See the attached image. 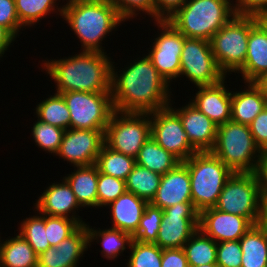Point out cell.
I'll use <instances>...</instances> for the list:
<instances>
[{"label":"cell","mask_w":267,"mask_h":267,"mask_svg":"<svg viewBox=\"0 0 267 267\" xmlns=\"http://www.w3.org/2000/svg\"><path fill=\"white\" fill-rule=\"evenodd\" d=\"M195 267H218V265L216 263H210V264L199 265V266H195Z\"/></svg>","instance_id":"53"},{"label":"cell","mask_w":267,"mask_h":267,"mask_svg":"<svg viewBox=\"0 0 267 267\" xmlns=\"http://www.w3.org/2000/svg\"><path fill=\"white\" fill-rule=\"evenodd\" d=\"M108 54L82 51L72 57L43 60V70L56 83V93L110 92L111 62Z\"/></svg>","instance_id":"2"},{"label":"cell","mask_w":267,"mask_h":267,"mask_svg":"<svg viewBox=\"0 0 267 267\" xmlns=\"http://www.w3.org/2000/svg\"><path fill=\"white\" fill-rule=\"evenodd\" d=\"M236 15L260 18L267 13V0H236Z\"/></svg>","instance_id":"45"},{"label":"cell","mask_w":267,"mask_h":267,"mask_svg":"<svg viewBox=\"0 0 267 267\" xmlns=\"http://www.w3.org/2000/svg\"><path fill=\"white\" fill-rule=\"evenodd\" d=\"M138 59L121 74L115 72V62H111L110 93L115 111L152 113L171 104L168 81L158 73L147 55Z\"/></svg>","instance_id":"1"},{"label":"cell","mask_w":267,"mask_h":267,"mask_svg":"<svg viewBox=\"0 0 267 267\" xmlns=\"http://www.w3.org/2000/svg\"><path fill=\"white\" fill-rule=\"evenodd\" d=\"M255 173L258 177L262 196L267 198V151L261 152Z\"/></svg>","instance_id":"48"},{"label":"cell","mask_w":267,"mask_h":267,"mask_svg":"<svg viewBox=\"0 0 267 267\" xmlns=\"http://www.w3.org/2000/svg\"><path fill=\"white\" fill-rule=\"evenodd\" d=\"M104 133L105 130L72 128L65 130L56 155L73 164L74 168L95 164L105 143Z\"/></svg>","instance_id":"15"},{"label":"cell","mask_w":267,"mask_h":267,"mask_svg":"<svg viewBox=\"0 0 267 267\" xmlns=\"http://www.w3.org/2000/svg\"><path fill=\"white\" fill-rule=\"evenodd\" d=\"M225 86V78L214 85L197 86L199 91L190 101L217 126L231 120V92Z\"/></svg>","instance_id":"21"},{"label":"cell","mask_w":267,"mask_h":267,"mask_svg":"<svg viewBox=\"0 0 267 267\" xmlns=\"http://www.w3.org/2000/svg\"><path fill=\"white\" fill-rule=\"evenodd\" d=\"M79 226L80 224L76 220L45 215V230H47V240L50 246H57Z\"/></svg>","instance_id":"40"},{"label":"cell","mask_w":267,"mask_h":267,"mask_svg":"<svg viewBox=\"0 0 267 267\" xmlns=\"http://www.w3.org/2000/svg\"><path fill=\"white\" fill-rule=\"evenodd\" d=\"M39 214V216L37 214L23 219L19 228V234L28 242L37 255L51 247L47 240V230H45V214Z\"/></svg>","instance_id":"34"},{"label":"cell","mask_w":267,"mask_h":267,"mask_svg":"<svg viewBox=\"0 0 267 267\" xmlns=\"http://www.w3.org/2000/svg\"><path fill=\"white\" fill-rule=\"evenodd\" d=\"M180 63V75L196 87L214 85L226 77L214 58L210 41L205 39L184 36Z\"/></svg>","instance_id":"11"},{"label":"cell","mask_w":267,"mask_h":267,"mask_svg":"<svg viewBox=\"0 0 267 267\" xmlns=\"http://www.w3.org/2000/svg\"><path fill=\"white\" fill-rule=\"evenodd\" d=\"M242 250L239 240L217 243L216 264L218 267H241Z\"/></svg>","instance_id":"41"},{"label":"cell","mask_w":267,"mask_h":267,"mask_svg":"<svg viewBox=\"0 0 267 267\" xmlns=\"http://www.w3.org/2000/svg\"><path fill=\"white\" fill-rule=\"evenodd\" d=\"M37 257L20 234L0 243V267H37Z\"/></svg>","instance_id":"28"},{"label":"cell","mask_w":267,"mask_h":267,"mask_svg":"<svg viewBox=\"0 0 267 267\" xmlns=\"http://www.w3.org/2000/svg\"><path fill=\"white\" fill-rule=\"evenodd\" d=\"M147 205L148 202L146 200L126 191L107 205L111 207V220L113 223L111 228L133 235L137 231Z\"/></svg>","instance_id":"23"},{"label":"cell","mask_w":267,"mask_h":267,"mask_svg":"<svg viewBox=\"0 0 267 267\" xmlns=\"http://www.w3.org/2000/svg\"><path fill=\"white\" fill-rule=\"evenodd\" d=\"M259 20L267 27V13L261 16Z\"/></svg>","instance_id":"52"},{"label":"cell","mask_w":267,"mask_h":267,"mask_svg":"<svg viewBox=\"0 0 267 267\" xmlns=\"http://www.w3.org/2000/svg\"><path fill=\"white\" fill-rule=\"evenodd\" d=\"M246 84L243 91H231V120L249 125L265 109V92L256 82Z\"/></svg>","instance_id":"24"},{"label":"cell","mask_w":267,"mask_h":267,"mask_svg":"<svg viewBox=\"0 0 267 267\" xmlns=\"http://www.w3.org/2000/svg\"><path fill=\"white\" fill-rule=\"evenodd\" d=\"M259 225L264 229L267 234V198L263 197L261 204V217L259 221Z\"/></svg>","instance_id":"50"},{"label":"cell","mask_w":267,"mask_h":267,"mask_svg":"<svg viewBox=\"0 0 267 267\" xmlns=\"http://www.w3.org/2000/svg\"><path fill=\"white\" fill-rule=\"evenodd\" d=\"M211 152L233 173L256 172L261 157V150L254 142L249 125L232 120L217 126Z\"/></svg>","instance_id":"5"},{"label":"cell","mask_w":267,"mask_h":267,"mask_svg":"<svg viewBox=\"0 0 267 267\" xmlns=\"http://www.w3.org/2000/svg\"><path fill=\"white\" fill-rule=\"evenodd\" d=\"M118 10L124 20L133 18L138 15V11L145 12L155 19V2L154 0H109ZM137 11V12H136Z\"/></svg>","instance_id":"42"},{"label":"cell","mask_w":267,"mask_h":267,"mask_svg":"<svg viewBox=\"0 0 267 267\" xmlns=\"http://www.w3.org/2000/svg\"><path fill=\"white\" fill-rule=\"evenodd\" d=\"M161 32L148 53L152 64L158 73L168 83L180 76V57L184 43V35L178 31L168 20L155 21Z\"/></svg>","instance_id":"14"},{"label":"cell","mask_w":267,"mask_h":267,"mask_svg":"<svg viewBox=\"0 0 267 267\" xmlns=\"http://www.w3.org/2000/svg\"><path fill=\"white\" fill-rule=\"evenodd\" d=\"M250 132L261 152L267 151V109L260 112L249 124Z\"/></svg>","instance_id":"44"},{"label":"cell","mask_w":267,"mask_h":267,"mask_svg":"<svg viewBox=\"0 0 267 267\" xmlns=\"http://www.w3.org/2000/svg\"><path fill=\"white\" fill-rule=\"evenodd\" d=\"M151 137L181 162L197 151L189 143L180 117L168 106L150 113Z\"/></svg>","instance_id":"13"},{"label":"cell","mask_w":267,"mask_h":267,"mask_svg":"<svg viewBox=\"0 0 267 267\" xmlns=\"http://www.w3.org/2000/svg\"><path fill=\"white\" fill-rule=\"evenodd\" d=\"M32 136L36 145L44 151L58 153L65 130L37 119L33 124Z\"/></svg>","instance_id":"38"},{"label":"cell","mask_w":267,"mask_h":267,"mask_svg":"<svg viewBox=\"0 0 267 267\" xmlns=\"http://www.w3.org/2000/svg\"><path fill=\"white\" fill-rule=\"evenodd\" d=\"M183 250L189 267L216 263L217 242L199 228L184 244Z\"/></svg>","instance_id":"30"},{"label":"cell","mask_w":267,"mask_h":267,"mask_svg":"<svg viewBox=\"0 0 267 267\" xmlns=\"http://www.w3.org/2000/svg\"><path fill=\"white\" fill-rule=\"evenodd\" d=\"M161 267H189L183 248L163 249Z\"/></svg>","instance_id":"47"},{"label":"cell","mask_w":267,"mask_h":267,"mask_svg":"<svg viewBox=\"0 0 267 267\" xmlns=\"http://www.w3.org/2000/svg\"><path fill=\"white\" fill-rule=\"evenodd\" d=\"M265 108L267 109V93H265Z\"/></svg>","instance_id":"54"},{"label":"cell","mask_w":267,"mask_h":267,"mask_svg":"<svg viewBox=\"0 0 267 267\" xmlns=\"http://www.w3.org/2000/svg\"><path fill=\"white\" fill-rule=\"evenodd\" d=\"M86 228L88 231V240L89 246H91V242L95 241V239L102 244L103 250H101V254L103 258L105 257L108 260L117 258L127 247L131 246L133 237L130 233L121 231L119 229L109 228L101 230L90 228L88 224H86ZM101 238V240L99 239ZM127 244V245H126Z\"/></svg>","instance_id":"29"},{"label":"cell","mask_w":267,"mask_h":267,"mask_svg":"<svg viewBox=\"0 0 267 267\" xmlns=\"http://www.w3.org/2000/svg\"><path fill=\"white\" fill-rule=\"evenodd\" d=\"M89 246L88 231L80 225L57 246H51L37 257V267H77Z\"/></svg>","instance_id":"17"},{"label":"cell","mask_w":267,"mask_h":267,"mask_svg":"<svg viewBox=\"0 0 267 267\" xmlns=\"http://www.w3.org/2000/svg\"><path fill=\"white\" fill-rule=\"evenodd\" d=\"M161 177L162 175L135 164L125 180L126 190L150 203L159 188Z\"/></svg>","instance_id":"31"},{"label":"cell","mask_w":267,"mask_h":267,"mask_svg":"<svg viewBox=\"0 0 267 267\" xmlns=\"http://www.w3.org/2000/svg\"><path fill=\"white\" fill-rule=\"evenodd\" d=\"M57 183L51 184L38 197L37 203L34 204L36 211L48 216L66 217L76 220L80 225H85L86 223L80 219V216L76 215L75 210L78 211L81 206L71 187L64 178L61 183ZM69 213H72V215H69Z\"/></svg>","instance_id":"20"},{"label":"cell","mask_w":267,"mask_h":267,"mask_svg":"<svg viewBox=\"0 0 267 267\" xmlns=\"http://www.w3.org/2000/svg\"><path fill=\"white\" fill-rule=\"evenodd\" d=\"M135 163L152 172L164 175L181 161L150 137L135 157Z\"/></svg>","instance_id":"27"},{"label":"cell","mask_w":267,"mask_h":267,"mask_svg":"<svg viewBox=\"0 0 267 267\" xmlns=\"http://www.w3.org/2000/svg\"><path fill=\"white\" fill-rule=\"evenodd\" d=\"M200 212L192 202L177 203L163 210L155 242L161 249L183 248L199 228Z\"/></svg>","instance_id":"12"},{"label":"cell","mask_w":267,"mask_h":267,"mask_svg":"<svg viewBox=\"0 0 267 267\" xmlns=\"http://www.w3.org/2000/svg\"><path fill=\"white\" fill-rule=\"evenodd\" d=\"M36 106L38 120L64 130L70 129L69 109L61 94L54 93Z\"/></svg>","instance_id":"33"},{"label":"cell","mask_w":267,"mask_h":267,"mask_svg":"<svg viewBox=\"0 0 267 267\" xmlns=\"http://www.w3.org/2000/svg\"><path fill=\"white\" fill-rule=\"evenodd\" d=\"M187 0H154L155 2V21L167 20L178 9H180Z\"/></svg>","instance_id":"46"},{"label":"cell","mask_w":267,"mask_h":267,"mask_svg":"<svg viewBox=\"0 0 267 267\" xmlns=\"http://www.w3.org/2000/svg\"><path fill=\"white\" fill-rule=\"evenodd\" d=\"M252 225L245 217L221 212L214 207L200 212L199 229L217 243L240 240Z\"/></svg>","instance_id":"16"},{"label":"cell","mask_w":267,"mask_h":267,"mask_svg":"<svg viewBox=\"0 0 267 267\" xmlns=\"http://www.w3.org/2000/svg\"><path fill=\"white\" fill-rule=\"evenodd\" d=\"M190 175L192 203L201 212L214 207L233 172L211 151L196 152L183 162Z\"/></svg>","instance_id":"6"},{"label":"cell","mask_w":267,"mask_h":267,"mask_svg":"<svg viewBox=\"0 0 267 267\" xmlns=\"http://www.w3.org/2000/svg\"><path fill=\"white\" fill-rule=\"evenodd\" d=\"M0 25L5 27L15 38L24 27L16 13L15 0H0Z\"/></svg>","instance_id":"43"},{"label":"cell","mask_w":267,"mask_h":267,"mask_svg":"<svg viewBox=\"0 0 267 267\" xmlns=\"http://www.w3.org/2000/svg\"><path fill=\"white\" fill-rule=\"evenodd\" d=\"M185 202H192L190 175L187 166L181 162L162 175L159 188L150 204L164 210Z\"/></svg>","instance_id":"19"},{"label":"cell","mask_w":267,"mask_h":267,"mask_svg":"<svg viewBox=\"0 0 267 267\" xmlns=\"http://www.w3.org/2000/svg\"><path fill=\"white\" fill-rule=\"evenodd\" d=\"M239 243L242 250L241 267H266L267 234L259 224L252 225Z\"/></svg>","instance_id":"26"},{"label":"cell","mask_w":267,"mask_h":267,"mask_svg":"<svg viewBox=\"0 0 267 267\" xmlns=\"http://www.w3.org/2000/svg\"><path fill=\"white\" fill-rule=\"evenodd\" d=\"M256 83L265 93H267V72L262 77H260V79H258Z\"/></svg>","instance_id":"51"},{"label":"cell","mask_w":267,"mask_h":267,"mask_svg":"<svg viewBox=\"0 0 267 267\" xmlns=\"http://www.w3.org/2000/svg\"><path fill=\"white\" fill-rule=\"evenodd\" d=\"M163 210L150 203L145 207L137 231L133 239L141 243H155L160 229Z\"/></svg>","instance_id":"37"},{"label":"cell","mask_w":267,"mask_h":267,"mask_svg":"<svg viewBox=\"0 0 267 267\" xmlns=\"http://www.w3.org/2000/svg\"><path fill=\"white\" fill-rule=\"evenodd\" d=\"M263 196L256 173H233L226 181L215 209L259 224Z\"/></svg>","instance_id":"8"},{"label":"cell","mask_w":267,"mask_h":267,"mask_svg":"<svg viewBox=\"0 0 267 267\" xmlns=\"http://www.w3.org/2000/svg\"><path fill=\"white\" fill-rule=\"evenodd\" d=\"M15 39L16 38L5 27L0 25V58H2L5 51L8 50Z\"/></svg>","instance_id":"49"},{"label":"cell","mask_w":267,"mask_h":267,"mask_svg":"<svg viewBox=\"0 0 267 267\" xmlns=\"http://www.w3.org/2000/svg\"><path fill=\"white\" fill-rule=\"evenodd\" d=\"M267 72V27L259 20L249 32L247 54L241 73L244 83L256 82Z\"/></svg>","instance_id":"22"},{"label":"cell","mask_w":267,"mask_h":267,"mask_svg":"<svg viewBox=\"0 0 267 267\" xmlns=\"http://www.w3.org/2000/svg\"><path fill=\"white\" fill-rule=\"evenodd\" d=\"M63 96L70 113V128L106 130L114 107L110 92L71 91Z\"/></svg>","instance_id":"10"},{"label":"cell","mask_w":267,"mask_h":267,"mask_svg":"<svg viewBox=\"0 0 267 267\" xmlns=\"http://www.w3.org/2000/svg\"><path fill=\"white\" fill-rule=\"evenodd\" d=\"M169 107L180 117L189 143L197 152L211 151L215 145L217 125L190 102L179 109Z\"/></svg>","instance_id":"18"},{"label":"cell","mask_w":267,"mask_h":267,"mask_svg":"<svg viewBox=\"0 0 267 267\" xmlns=\"http://www.w3.org/2000/svg\"><path fill=\"white\" fill-rule=\"evenodd\" d=\"M57 10L88 52L106 53L101 42L125 21L109 0H68Z\"/></svg>","instance_id":"3"},{"label":"cell","mask_w":267,"mask_h":267,"mask_svg":"<svg viewBox=\"0 0 267 267\" xmlns=\"http://www.w3.org/2000/svg\"><path fill=\"white\" fill-rule=\"evenodd\" d=\"M258 21L257 17L234 15L212 36V52L225 75L237 72L244 65L249 32Z\"/></svg>","instance_id":"7"},{"label":"cell","mask_w":267,"mask_h":267,"mask_svg":"<svg viewBox=\"0 0 267 267\" xmlns=\"http://www.w3.org/2000/svg\"><path fill=\"white\" fill-rule=\"evenodd\" d=\"M126 191L124 180L102 174L98 170L97 196L99 208L106 207Z\"/></svg>","instance_id":"39"},{"label":"cell","mask_w":267,"mask_h":267,"mask_svg":"<svg viewBox=\"0 0 267 267\" xmlns=\"http://www.w3.org/2000/svg\"><path fill=\"white\" fill-rule=\"evenodd\" d=\"M129 249L131 254L127 267H161L163 249L155 243H141L133 239Z\"/></svg>","instance_id":"36"},{"label":"cell","mask_w":267,"mask_h":267,"mask_svg":"<svg viewBox=\"0 0 267 267\" xmlns=\"http://www.w3.org/2000/svg\"><path fill=\"white\" fill-rule=\"evenodd\" d=\"M57 0H15L16 13L23 27L34 26L46 15L55 12Z\"/></svg>","instance_id":"35"},{"label":"cell","mask_w":267,"mask_h":267,"mask_svg":"<svg viewBox=\"0 0 267 267\" xmlns=\"http://www.w3.org/2000/svg\"><path fill=\"white\" fill-rule=\"evenodd\" d=\"M230 0H187L167 20L185 37L210 41L234 15Z\"/></svg>","instance_id":"4"},{"label":"cell","mask_w":267,"mask_h":267,"mask_svg":"<svg viewBox=\"0 0 267 267\" xmlns=\"http://www.w3.org/2000/svg\"><path fill=\"white\" fill-rule=\"evenodd\" d=\"M64 179L71 187L81 207L98 208V167L96 164L77 166V169H74V172L65 176Z\"/></svg>","instance_id":"25"},{"label":"cell","mask_w":267,"mask_h":267,"mask_svg":"<svg viewBox=\"0 0 267 267\" xmlns=\"http://www.w3.org/2000/svg\"><path fill=\"white\" fill-rule=\"evenodd\" d=\"M150 137V113L114 111L104 133L109 148L133 158Z\"/></svg>","instance_id":"9"},{"label":"cell","mask_w":267,"mask_h":267,"mask_svg":"<svg viewBox=\"0 0 267 267\" xmlns=\"http://www.w3.org/2000/svg\"><path fill=\"white\" fill-rule=\"evenodd\" d=\"M95 164L100 173L125 181L136 163L135 158L115 151L104 143Z\"/></svg>","instance_id":"32"}]
</instances>
